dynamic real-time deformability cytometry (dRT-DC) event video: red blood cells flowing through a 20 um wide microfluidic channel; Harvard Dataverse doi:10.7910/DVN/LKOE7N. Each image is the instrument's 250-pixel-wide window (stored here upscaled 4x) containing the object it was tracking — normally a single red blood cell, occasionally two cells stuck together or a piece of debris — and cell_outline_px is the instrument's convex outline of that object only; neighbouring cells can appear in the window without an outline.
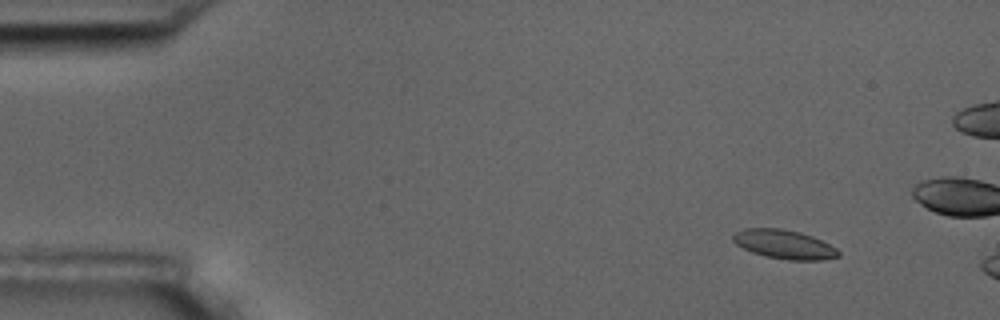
{"species": "common noctule bat (a hibernating species)", "species_latin": "Nyctalus noctula", "temperature_condition": "room temperature", "stored_images_in_passage": 4, "camera_frame_rate_fps": 3000, "um_per_image_px": 0.085, "animal": {"sex": "male", "body_mass_g": 17.5, "forearm_length_mm": 52.3}, "frame": {"image": 1, "passage_image": 2, "time_ms": 2.0, "image_size_px": [1000, 320], "cell_outline_px": [[840, 256], [820, 260], [788, 260], [764, 256], [752, 252], [736, 244], [732, 240], [732, 236], [736, 232], [744, 228], [780, 228], [800, 232], [812, 236], [836, 248], [840, 252]], "centroid_in_image_um": [66.64, 20.77], "position_along_channel_um": 18.4, "area_um2": 17.74}}